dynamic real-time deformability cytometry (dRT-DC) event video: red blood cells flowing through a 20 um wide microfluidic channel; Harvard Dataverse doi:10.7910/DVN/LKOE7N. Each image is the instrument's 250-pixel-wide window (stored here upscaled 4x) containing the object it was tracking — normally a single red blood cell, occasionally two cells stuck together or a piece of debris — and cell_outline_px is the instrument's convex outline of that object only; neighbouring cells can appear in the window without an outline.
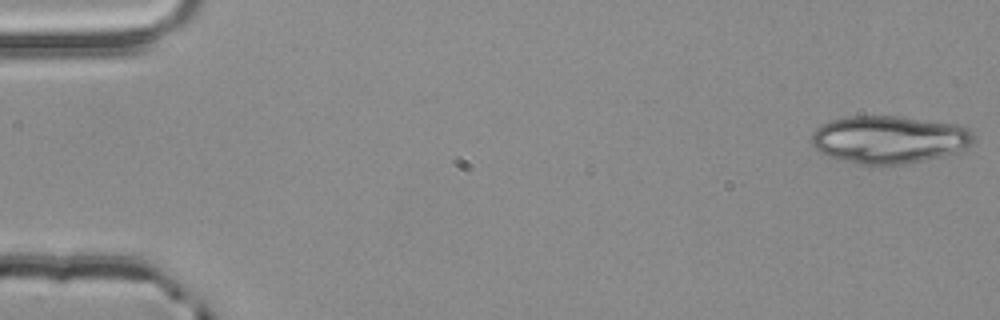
{"species": "common noctule bat (a hibernating species)", "species_latin": "Nyctalus noctula", "temperature_condition": "room temperature", "stored_images_in_passage": 19, "camera_frame_rate_fps": 3000, "um_per_image_px": 0.085, "animal": {"sex": "male", "body_mass_g": 20.4}, "frame": {"image": 1, "passage_image": 1, "time_ms": 0.0, "image_size_px": [1000, 320], "cell_outline_px": [[976, 140], [972, 144], [956, 152], [924, 160], [904, 164], [880, 168], [856, 164], [828, 156], [820, 152], [812, 144], [812, 132], [820, 124], [828, 120], [848, 116], [904, 116], [964, 124], [972, 128]], "centroid_in_image_um": [75.62, 11.86], "position_along_channel_um": 9.4, "area_um2": 46.47}}